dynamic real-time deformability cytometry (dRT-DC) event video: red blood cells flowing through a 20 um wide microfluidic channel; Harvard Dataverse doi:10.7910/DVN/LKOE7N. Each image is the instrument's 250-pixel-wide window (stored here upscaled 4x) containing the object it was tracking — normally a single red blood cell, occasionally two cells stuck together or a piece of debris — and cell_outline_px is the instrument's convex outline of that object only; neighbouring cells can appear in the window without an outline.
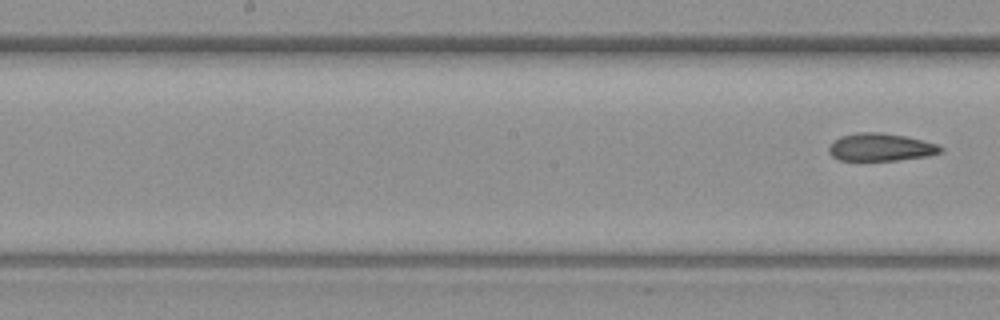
{"species": "common noctule bat (a hibernating species)", "species_latin": "Nyctalus noctula", "temperature_condition": "warm", "stored_images_in_passage": 8, "segment_of_instrument_passage": [2, 2], "camera_frame_rate_fps": 3000, "um_per_image_px": 0.085, "animal": {"sex": "female", "body_mass_g": 19.3, "forearm_length_mm": 54.1}, "frame": {"image": 1, "passage_image": 8, "time_ms": 8.667, "image_size_px": [1000, 320], "cell_outline_px": [[944, 148], [940, 152], [928, 156], [896, 160], [840, 160], [832, 156], [828, 152], [828, 148], [840, 136], [856, 132], [880, 132], [904, 136], [936, 144]], "centroid_in_image_um": [74.83, 12.51], "position_along_channel_um": 173.4, "area_um2": 17.8}}